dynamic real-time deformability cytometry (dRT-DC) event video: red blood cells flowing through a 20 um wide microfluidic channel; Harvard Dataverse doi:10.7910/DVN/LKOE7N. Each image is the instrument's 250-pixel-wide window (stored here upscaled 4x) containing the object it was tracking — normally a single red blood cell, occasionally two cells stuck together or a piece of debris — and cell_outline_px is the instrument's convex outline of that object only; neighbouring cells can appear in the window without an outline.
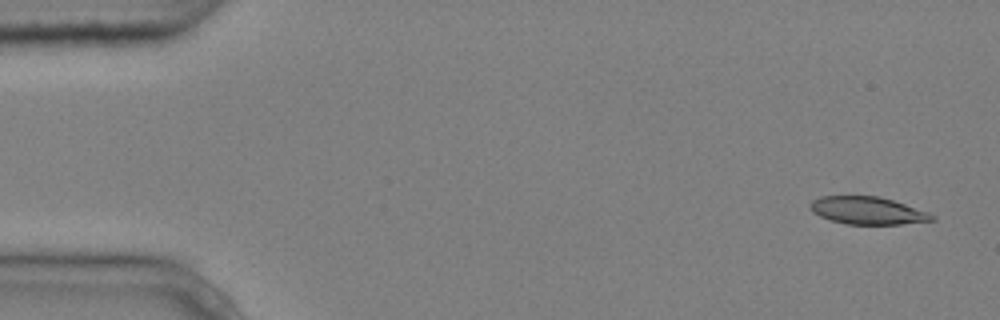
{"species": "common noctule bat (a hibernating species)", "species_latin": "Nyctalus noctula", "temperature_condition": "cold", "stored_images_in_passage": 9, "camera_frame_rate_fps": 3000, "um_per_image_px": 0.085, "animal": {"sex": "male", "body_mass_g": 20.4}, "frame": {"image": 1, "passage_image": 1, "time_ms": 0.0, "image_size_px": [1000, 320], "cell_outline_px": [[936, 220], [900, 224], [848, 224], [832, 220], [820, 216], [812, 212], [808, 208], [808, 204], [812, 200], [820, 196], [880, 196], [928, 212], [936, 216]], "centroid_in_image_um": [73.71, 17.89], "position_along_channel_um": 11.3, "area_um2": 19.54}}
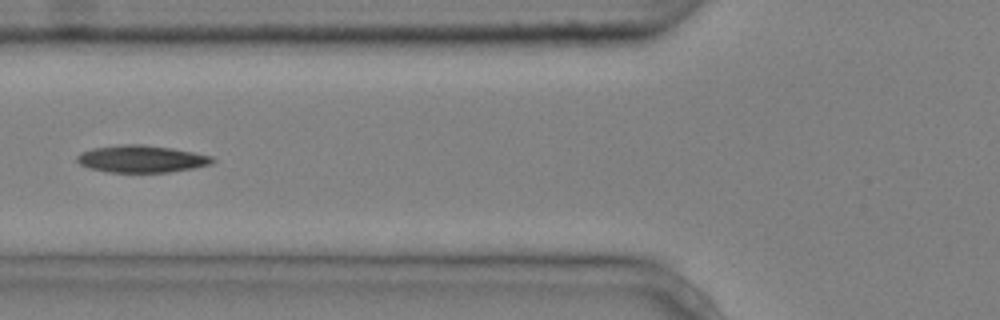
{"frame": {"image": 2, "passage_image": 6, "time_ms": 1.667, "image_size_px": [1000, 320], "cell_outline_px": [[216, 160], [212, 164], [192, 168], [168, 172], [108, 172], [88, 168], [80, 164], [76, 160], [76, 156], [80, 152], [92, 148], [116, 144], [144, 144], [172, 148], [212, 156]], "centroid_in_image_um": [11.99, 13.49], "position_along_channel_um": 113.8, "area_um2": 21.62}}
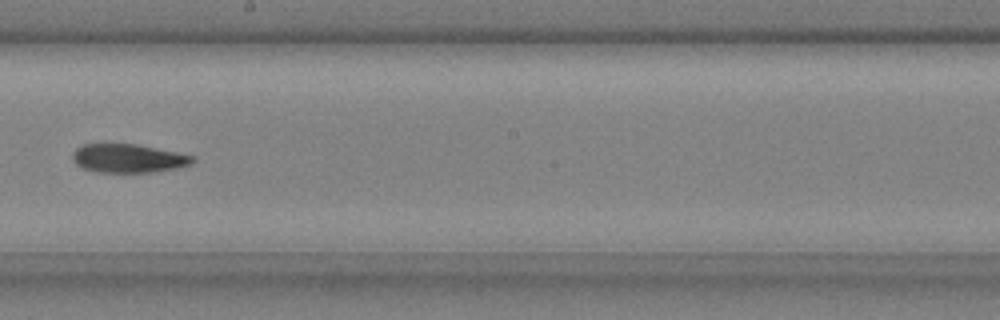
{"frame": {"image": 3, "passage_image": 9, "time_ms": 2.667, "image_size_px": [1000, 320], "cell_outline_px": [[196, 160], [192, 164], [176, 168], [152, 172], [96, 172], [84, 168], [76, 164], [72, 160], [72, 152], [76, 148], [84, 144], [104, 140], [136, 144], [196, 156]], "centroid_in_image_um": [10.85, 13.41], "position_along_channel_um": 237.3, "area_um2": 20.81}}